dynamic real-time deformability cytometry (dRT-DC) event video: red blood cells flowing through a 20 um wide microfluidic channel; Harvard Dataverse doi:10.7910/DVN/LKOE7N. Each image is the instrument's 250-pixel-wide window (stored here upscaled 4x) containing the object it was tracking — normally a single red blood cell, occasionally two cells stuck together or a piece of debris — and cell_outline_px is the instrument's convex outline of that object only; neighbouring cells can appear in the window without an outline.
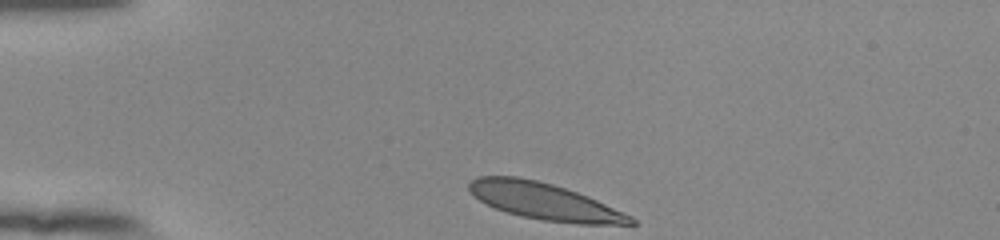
{"species": "human", "species_latin": "Homo sapiens", "temperature_condition": "room temperature", "stored_images_in_passage": 34, "camera_frame_rate_fps": 3000, "um_per_image_px": 0.085, "donor": {"sex": "female"}, "frame": {"image": 1, "passage_image": 1, "time_ms": 0.0, "image_size_px": [1000, 240], "cell_outline_px": [[636, 224], [576, 224], [544, 220], [520, 216], [496, 208], [480, 200], [468, 188], [468, 184], [472, 180], [480, 176], [520, 176], [552, 184], [588, 196], [632, 216], [636, 220]], "centroid_in_image_um": [46.3, 17.12], "position_along_channel_um": 38.7, "area_um2": 34.16}}
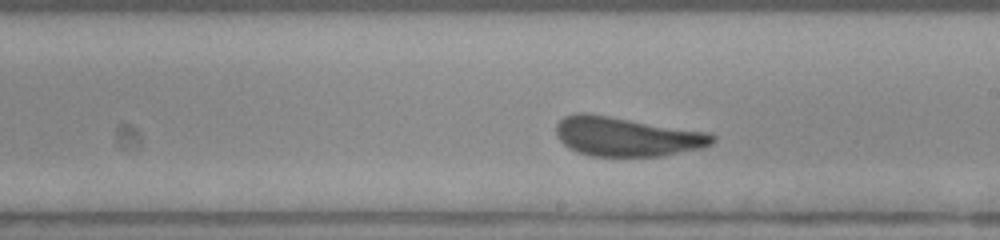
{"frame": {"image": 2, "passage_image": 20, "time_ms": 6.333, "image_size_px": [1000, 240], "cell_outline_px": [[716, 140], [712, 144], [700, 148], [664, 156], [592, 156], [576, 152], [568, 148], [556, 136], [556, 124], [564, 116], [576, 112], [588, 112], [708, 132], [716, 136]], "centroid_in_image_um": [53.24, 11.6], "position_along_channel_um": 235.8, "area_um2": 36.18}}
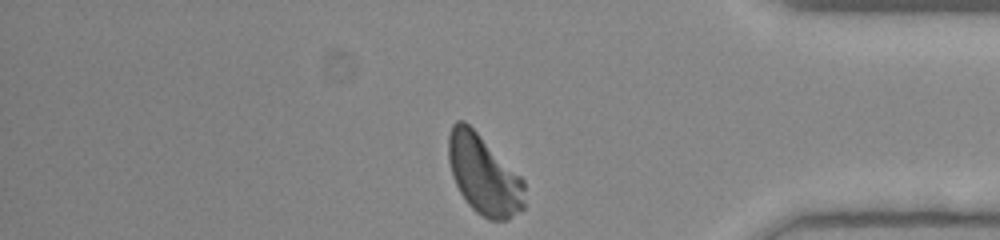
{"frame": {"image": 3, "passage_image": 34, "time_ms": 11.0, "image_size_px": [1000, 240], "cell_outline_px": [[524, 208], [508, 220], [488, 220], [476, 212], [468, 204], [460, 192], [452, 176], [448, 160], [448, 136], [452, 124], [456, 120], [464, 120], [524, 180]], "centroid_in_image_um": [41.1, 14.88], "position_along_channel_um": 394.1, "area_um2": 34.97}, "authors_computed_cell_mechanics": {"area_um2": 36.0383, "velocity_mm_per_s": 3.8317, "shape_relaxation_time_tau1_ms": 3.4067, "shape_relaxation_time_tau2_ms": null, "deformation_change_tau1": 0.1193, "deformation_change_tau2": null}}